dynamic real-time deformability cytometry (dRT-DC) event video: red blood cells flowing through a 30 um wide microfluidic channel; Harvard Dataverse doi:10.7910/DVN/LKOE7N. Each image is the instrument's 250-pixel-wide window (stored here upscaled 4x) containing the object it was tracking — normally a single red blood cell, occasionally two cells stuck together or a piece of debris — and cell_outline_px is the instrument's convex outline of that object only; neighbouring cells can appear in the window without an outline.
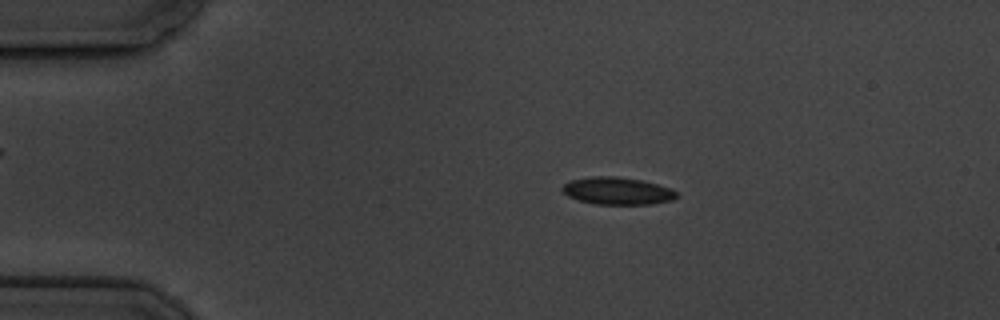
{"species": "common noctule bat (a hibernating species)", "species_latin": "Nyctalus noctula", "temperature_condition": "cold", "stored_images_in_passage": 7, "camera_frame_rate_fps": 3000, "um_per_image_px": 0.085, "animal": {"sex": "male", "body_mass_g": 19.5, "forearm_length_mm": 54.6}, "frame": {"image": 1, "passage_image": 3, "time_ms": 2.333, "image_size_px": [1000, 320], "cell_outline_px": [[676, 196], [672, 200], [652, 204], [596, 204], [580, 200], [568, 196], [560, 188], [564, 184], [572, 180], [592, 176], [616, 176], [644, 180], [672, 188], [676, 192]], "centroid_in_image_um": [52.49, 16.22], "position_along_channel_um": 32.5, "area_um2": 18.21}}
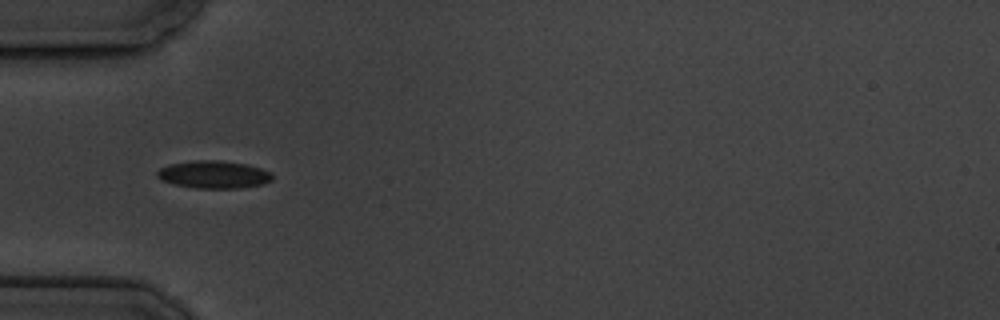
{"frame": {"image": 2, "passage_image": 5, "time_ms": 4.667, "image_size_px": [1000, 320], "cell_outline_px": [[272, 180], [264, 184], [240, 188], [196, 188], [172, 184], [160, 180], [156, 176], [156, 172], [160, 168], [168, 164], [192, 160], [220, 160], [248, 164], [272, 172]], "centroid_in_image_um": [18.15, 14.83], "position_along_channel_um": 66.9, "area_um2": 18.84}}